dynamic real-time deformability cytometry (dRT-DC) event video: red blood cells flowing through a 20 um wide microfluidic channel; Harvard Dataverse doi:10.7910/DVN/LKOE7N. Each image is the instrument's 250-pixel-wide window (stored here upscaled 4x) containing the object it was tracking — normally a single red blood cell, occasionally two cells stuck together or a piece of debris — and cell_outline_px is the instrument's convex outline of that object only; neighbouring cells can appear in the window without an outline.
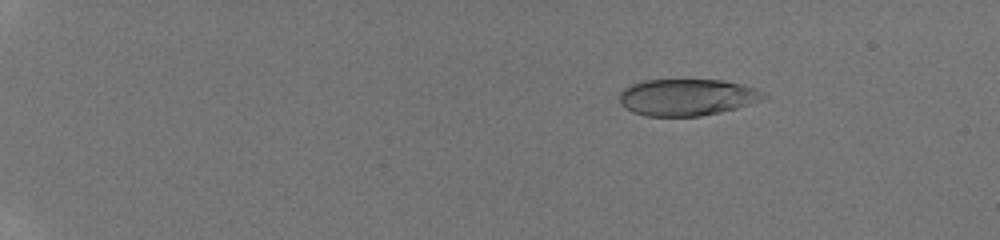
{"species": "human", "species_latin": "Homo sapiens", "temperature_condition": "room temperature", "stored_images_in_passage": 54, "camera_frame_rate_fps": 3000, "um_per_image_px": 0.085, "donor": {"sex": "male"}, "frame": {"image": 1, "passage_image": 11, "time_ms": 3.333, "image_size_px": [1000, 240], "cell_outline_px": [[768, 96], [748, 104], [736, 108], [720, 112], [700, 116], [644, 116], [632, 112], [624, 108], [620, 104], [620, 92], [624, 88], [632, 84], [644, 80], [720, 80], [744, 84], [756, 88], [764, 92]], "centroid_in_image_um": [58.37, 8.26], "position_along_channel_um": 26.6, "area_um2": 30.87}}
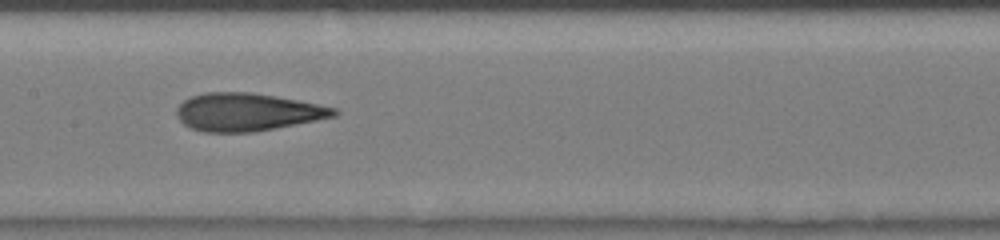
{"frame": {"image": 2, "passage_image": 32, "time_ms": 10.333, "image_size_px": [1000, 240], "cell_outline_px": [[340, 112], [336, 116], [316, 120], [252, 132], [204, 132], [192, 128], [184, 124], [176, 116], [176, 108], [184, 100], [192, 96], [204, 92], [252, 92], [296, 100], [336, 108]], "centroid_in_image_um": [20.98, 9.52], "position_along_channel_um": 186.4, "area_um2": 34.39}}
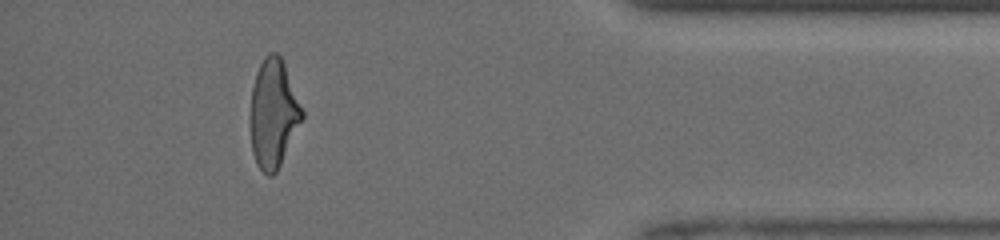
{"frame": {"image": 3, "passage_image": 50, "time_ms": 16.333, "image_size_px": [1000, 240], "cell_outline_px": [[304, 116], [276, 172], [272, 176], [268, 176], [260, 168], [252, 152], [248, 120], [252, 88], [256, 72], [264, 56], [268, 52], [276, 52], [280, 56], [284, 64], [304, 112]], "centroid_in_image_um": [23.2, 9.64], "position_along_channel_um": 412.0, "area_um2": 32.77}, "authors_computed_cell_mechanics": {"area_um2": 33.1194, "velocity_mm_per_s": 4.2629, "shape_relaxation_time_tau1_ms": 5.9998, "shape_relaxation_time_tau2_ms": 1.2725, "deformation_change_tau1": 0.1992, "deformation_change_tau2": 0.0933}}